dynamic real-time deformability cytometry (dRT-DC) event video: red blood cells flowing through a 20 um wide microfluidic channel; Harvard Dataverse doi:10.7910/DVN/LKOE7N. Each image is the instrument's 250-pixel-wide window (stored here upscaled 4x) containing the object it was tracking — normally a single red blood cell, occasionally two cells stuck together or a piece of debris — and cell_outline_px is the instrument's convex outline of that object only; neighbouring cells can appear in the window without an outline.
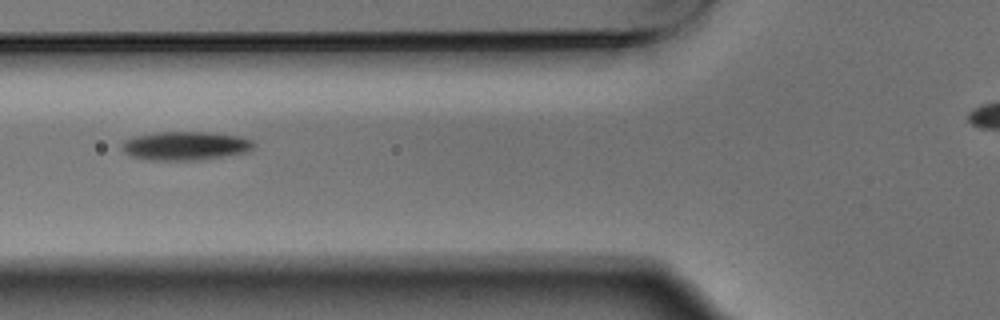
{"species": "Egyptian fruit bat (a non-hibernating species)", "species_latin": "Rousettus aegyptiacus", "temperature_condition": "warm", "stored_images_in_passage": 3, "camera_frame_rate_fps": 3000, "um_per_image_px": 0.085, "animal": {"sex": "male"}, "frame": {"image": 1, "passage_image": 2, "time_ms": 0.333, "image_size_px": [1000, 320], "cell_outline_px": [[256, 144], [248, 152], [200, 160], [152, 160], [132, 156], [124, 152], [120, 148], [120, 144], [124, 140], [132, 136], [160, 132], [204, 132], [240, 136], [252, 140]], "centroid_in_image_um": [15.74, 12.39], "position_along_channel_um": 110.1, "area_um2": 22.14}}
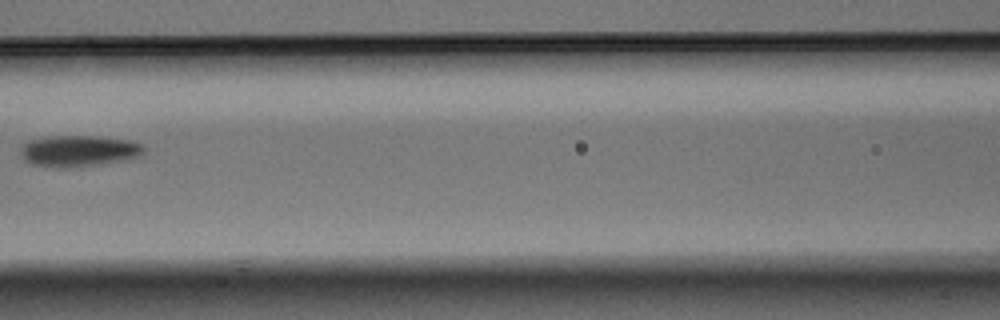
{"frame": {"image": 2, "passage_image": 3, "time_ms": 0.667, "image_size_px": [1000, 320], "cell_outline_px": [[144, 152], [140, 156], [120, 160], [96, 164], [64, 168], [60, 168], [32, 164], [24, 160], [20, 156], [20, 148], [24, 144], [32, 140], [52, 136], [96, 136], [128, 140], [144, 144]], "centroid_in_image_um": [6.67, 12.82], "position_along_channel_um": 159.9, "area_um2": 22.2}}